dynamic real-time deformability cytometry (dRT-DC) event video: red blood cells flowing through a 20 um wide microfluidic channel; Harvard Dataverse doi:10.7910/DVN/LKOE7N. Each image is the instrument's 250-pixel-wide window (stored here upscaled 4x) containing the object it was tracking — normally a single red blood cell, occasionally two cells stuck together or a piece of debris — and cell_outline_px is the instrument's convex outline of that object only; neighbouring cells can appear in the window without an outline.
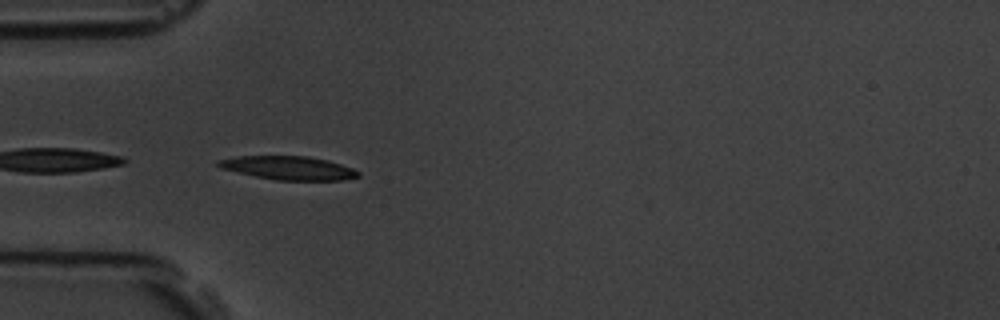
{"species": "common noctule bat (a hibernating species)", "species_latin": "Nyctalus noctula", "temperature_condition": "room temperature", "stored_images_in_passage": 6, "camera_frame_rate_fps": 3000, "um_per_image_px": 0.085, "animal": {"sex": "male", "body_mass_g": 19.5, "forearm_length_mm": 54.6}, "frame": {"image": 1, "passage_image": 5, "time_ms": 4.667, "image_size_px": [1000, 320], "cell_outline_px": [[360, 176], [344, 180], [276, 180], [256, 176], [220, 168], [216, 164], [216, 160], [236, 156], [308, 156], [328, 160], [352, 168], [360, 172]], "centroid_in_image_um": [24.52, 14.27], "position_along_channel_um": 60.5, "area_um2": 19.19}}